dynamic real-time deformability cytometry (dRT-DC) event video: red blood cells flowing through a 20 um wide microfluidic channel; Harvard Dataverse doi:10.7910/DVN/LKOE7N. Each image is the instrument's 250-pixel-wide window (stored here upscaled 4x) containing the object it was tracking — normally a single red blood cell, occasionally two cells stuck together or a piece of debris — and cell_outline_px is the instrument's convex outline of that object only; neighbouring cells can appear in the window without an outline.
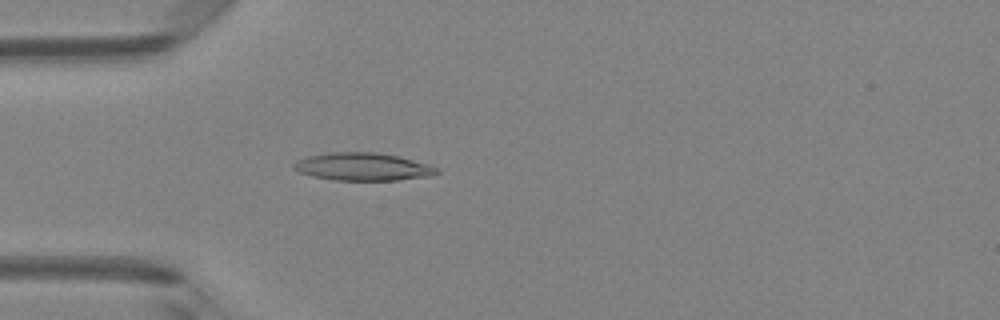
{"species": "Egyptian fruit bat (a non-hibernating species)", "species_latin": "Rousettus aegyptiacus", "temperature_condition": "room temperature", "stored_images_in_passage": 42, "camera_frame_rate_fps": 3000, "um_per_image_px": 0.085, "animal": {"sex": "female"}, "frame": {"image": 1, "passage_image": 13, "time_ms": 4.0, "image_size_px": [1000, 320], "cell_outline_px": [[440, 172], [432, 176], [396, 180], [336, 180], [312, 176], [300, 172], [292, 168], [292, 164], [296, 160], [308, 156], [332, 152], [380, 152], [432, 164]], "centroid_in_image_um": [30.86, 14.16], "position_along_channel_um": 54.1, "area_um2": 23.29}}
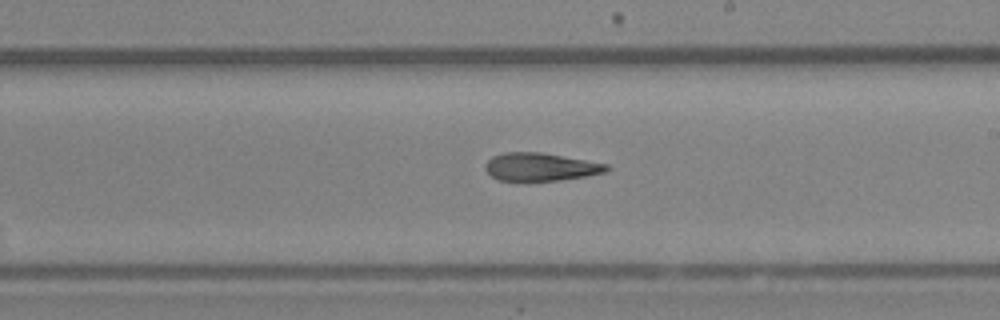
{"frame": {"image": 2, "passage_image": 27, "time_ms": 8.667, "image_size_px": [1000, 320], "cell_outline_px": [[608, 168], [604, 172], [588, 176], [560, 180], [500, 180], [492, 176], [484, 168], [484, 164], [492, 156], [504, 152], [540, 152], [608, 164]], "centroid_in_image_um": [45.92, 14.18], "position_along_channel_um": 243.1, "area_um2": 19.54}}
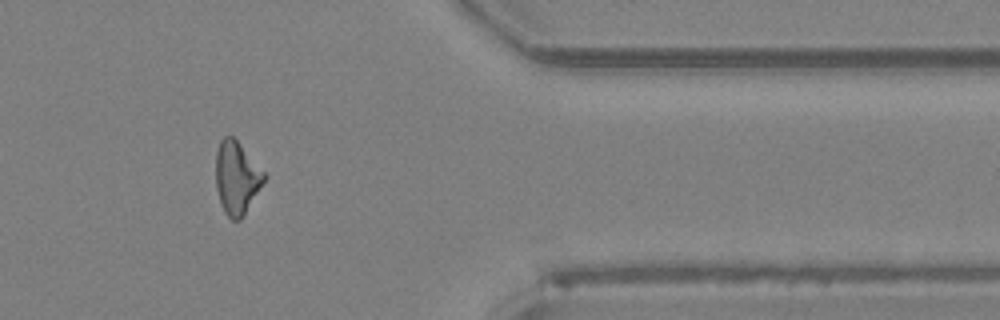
{"frame": {"image": 3, "passage_image": 39, "time_ms": 12.667, "image_size_px": [1000, 320], "cell_outline_px": [[264, 180], [240, 220], [232, 220], [224, 212], [220, 204], [216, 188], [216, 152], [220, 140], [224, 136], [232, 136], [240, 144], [264, 172]], "centroid_in_image_um": [20.07, 15.1], "position_along_channel_um": 391.3, "area_um2": 20.0}, "authors_computed_cell_mechanics": {"area_um2": 20.7502, "velocity_mm_per_s": 4.2106, "shape_relaxation_time_tau1_ms": null, "shape_relaxation_time_tau2_ms": 7.4984, "deformation_change_tau1": null, "deformation_change_tau2": 0.215}}